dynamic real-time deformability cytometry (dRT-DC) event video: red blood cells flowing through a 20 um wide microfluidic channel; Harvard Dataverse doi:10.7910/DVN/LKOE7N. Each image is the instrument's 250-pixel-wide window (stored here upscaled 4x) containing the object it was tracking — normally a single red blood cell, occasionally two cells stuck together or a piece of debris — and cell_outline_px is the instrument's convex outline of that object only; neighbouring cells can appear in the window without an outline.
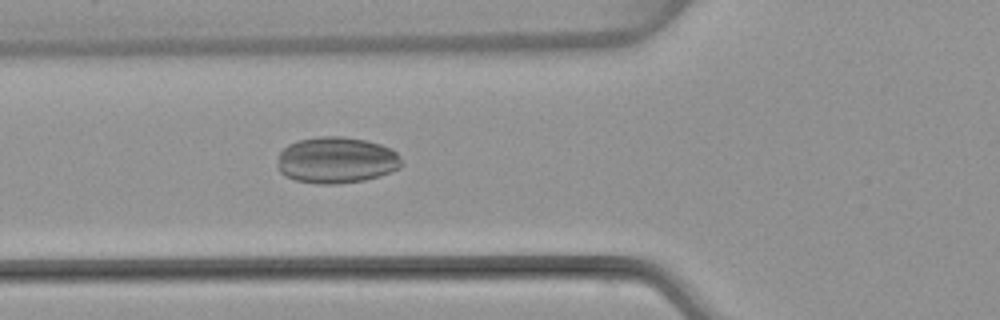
{"species": "common noctule bat (a hibernating species)", "species_latin": "Nyctalus noctula", "temperature_condition": "warm", "stored_images_in_passage": 51, "camera_frame_rate_fps": 3000, "um_per_image_px": 0.085, "animal": {"sex": "female", "body_mass_g": 22.7, "forearm_length_mm": 54.2}, "frame": {"image": 1, "passage_image": 19, "time_ms": 6.0, "image_size_px": [1000, 320], "cell_outline_px": [[404, 164], [400, 168], [364, 180], [336, 184], [320, 184], [296, 180], [284, 176], [276, 168], [276, 164], [280, 152], [288, 144], [300, 140], [320, 136], [344, 136], [364, 140], [380, 144], [396, 152], [400, 156]], "centroid_in_image_um": [28.56, 13.61], "position_along_channel_um": 97.2, "area_um2": 33.58}}
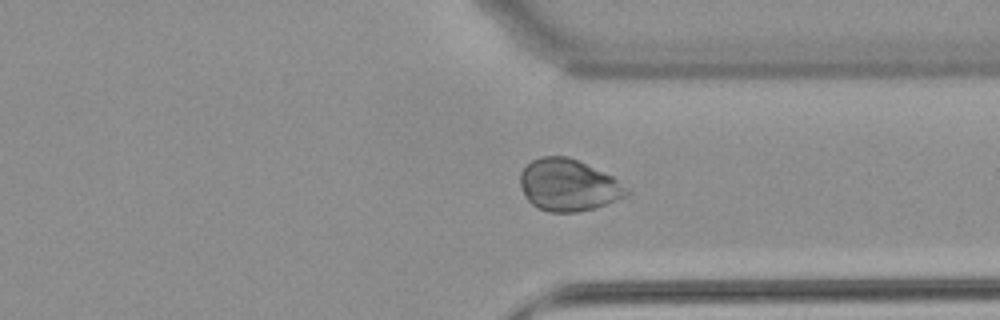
{"frame": {"image": 2, "passage_image": 39, "time_ms": 12.667, "image_size_px": [1000, 320], "cell_outline_px": [[628, 192], [624, 196], [616, 200], [580, 212], [548, 212], [536, 208], [528, 200], [520, 184], [520, 172], [532, 160], [540, 156], [568, 156], [612, 176], [628, 188]], "centroid_in_image_um": [48.27, 15.73], "position_along_channel_um": 363.1, "area_um2": 31.85}}
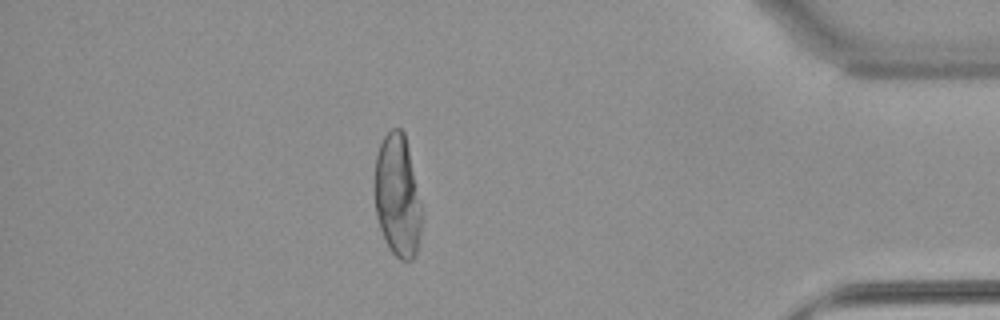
{"frame": {"image": 3, "passage_image": 45, "time_ms": 14.667, "image_size_px": [1000, 320], "cell_outline_px": [[424, 216], [420, 236], [416, 252], [412, 260], [400, 260], [388, 248], [380, 228], [376, 216], [376, 156], [380, 144], [384, 136], [392, 128], [400, 128], [404, 132], [424, 212]], "centroid_in_image_um": [33.83, 16.69], "position_along_channel_um": 401.4, "area_um2": 33.7}}